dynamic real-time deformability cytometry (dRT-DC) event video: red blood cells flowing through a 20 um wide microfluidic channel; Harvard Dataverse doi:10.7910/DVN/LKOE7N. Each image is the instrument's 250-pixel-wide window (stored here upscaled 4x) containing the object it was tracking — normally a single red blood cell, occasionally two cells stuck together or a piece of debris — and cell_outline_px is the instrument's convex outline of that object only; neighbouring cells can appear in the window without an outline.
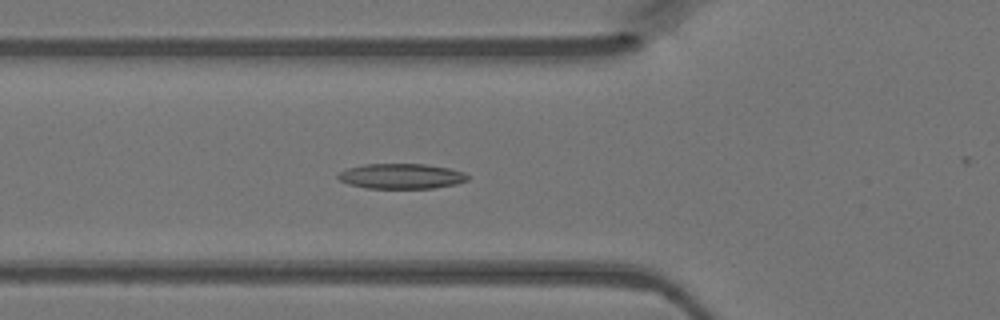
{"species": "Egyptian fruit bat (a non-hibernating species)", "species_latin": "Rousettus aegyptiacus", "temperature_condition": "warm", "stored_images_in_passage": 48, "camera_frame_rate_fps": 3000, "um_per_image_px": 0.085, "animal": {"sex": "female"}, "frame": {"image": 1, "passage_image": 17, "time_ms": 5.333, "image_size_px": [1000, 320], "cell_outline_px": [[468, 180], [456, 184], [432, 188], [368, 188], [348, 184], [340, 180], [336, 176], [340, 172], [348, 168], [364, 164], [424, 164], [448, 168], [464, 172], [468, 176]], "centroid_in_image_um": [34.1, 14.97], "position_along_channel_um": 91.7, "area_um2": 18.9}}
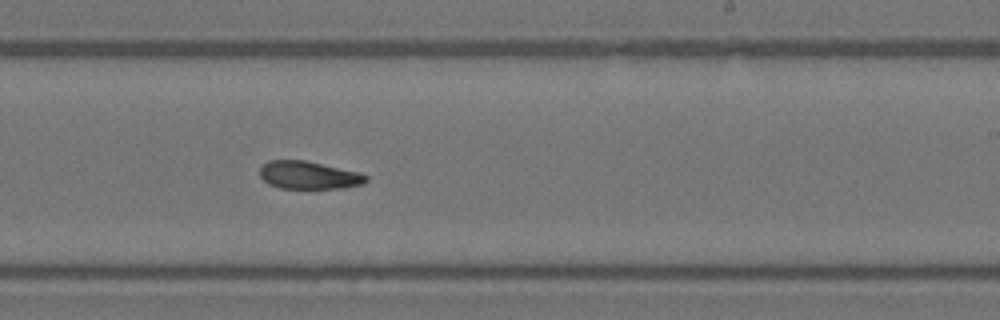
{"frame": {"image": 2, "passage_image": 29, "time_ms": 9.333, "image_size_px": [1000, 320], "cell_outline_px": [[368, 180], [364, 184], [344, 188], [280, 188], [268, 184], [260, 176], [260, 168], [268, 160], [304, 160], [360, 172], [368, 176]], "centroid_in_image_um": [26.27, 14.89], "position_along_channel_um": 262.7, "area_um2": 17.28}}
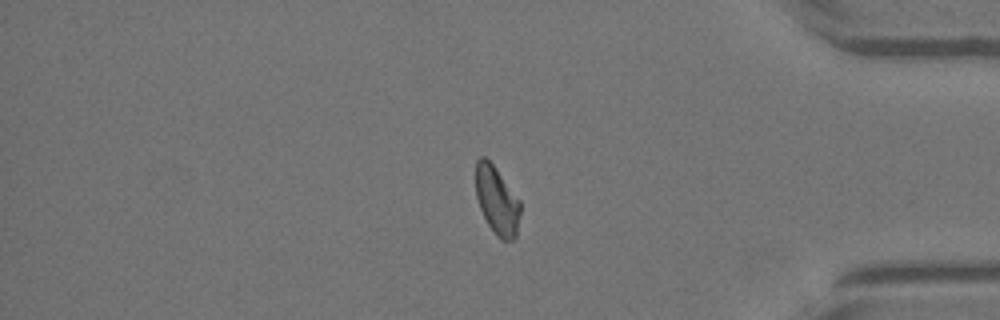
{"frame": {"image": 3, "passage_image": 40, "time_ms": 13.0, "image_size_px": [1000, 320], "cell_outline_px": [[520, 212], [516, 236], [512, 240], [500, 240], [496, 236], [488, 224], [480, 208], [476, 196], [476, 160], [480, 156], [484, 156], [496, 168], [520, 200]], "centroid_in_image_um": [42.24, 17.04], "position_along_channel_um": 393.0, "area_um2": 17.63}}